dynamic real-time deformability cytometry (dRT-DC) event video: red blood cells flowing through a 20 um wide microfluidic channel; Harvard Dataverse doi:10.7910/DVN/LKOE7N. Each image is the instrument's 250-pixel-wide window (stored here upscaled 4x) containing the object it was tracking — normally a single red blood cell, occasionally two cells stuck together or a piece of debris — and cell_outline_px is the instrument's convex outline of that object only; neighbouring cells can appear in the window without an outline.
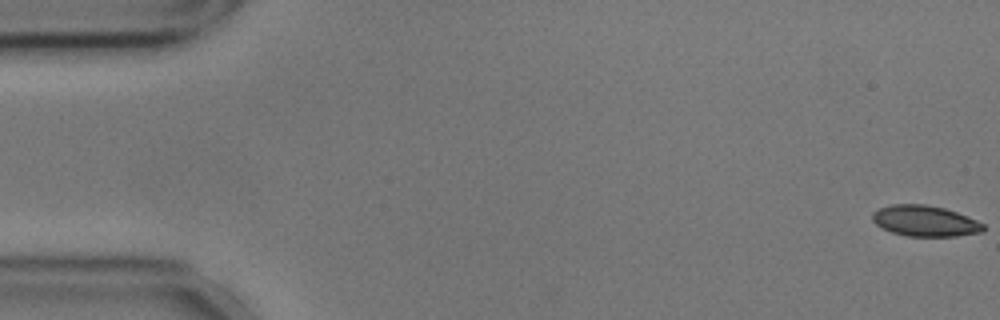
{"species": "common noctule bat (a hibernating species)", "species_latin": "Nyctalus noctula", "temperature_condition": "cold", "stored_images_in_passage": 45, "camera_frame_rate_fps": 3000, "um_per_image_px": 0.085, "animal": {"sex": "male", "body_mass_g": 17.9, "forearm_length_mm": 54.2}, "frame": {"image": 1, "passage_image": 1, "time_ms": 0.0, "image_size_px": [1000, 320], "cell_outline_px": [[984, 232], [956, 236], [908, 236], [892, 232], [876, 224], [872, 220], [872, 212], [880, 208], [892, 204], [924, 204], [944, 208], [968, 216], [984, 224]], "centroid_in_image_um": [78.64, 18.78], "position_along_channel_um": 6.4, "area_um2": 19.88}}
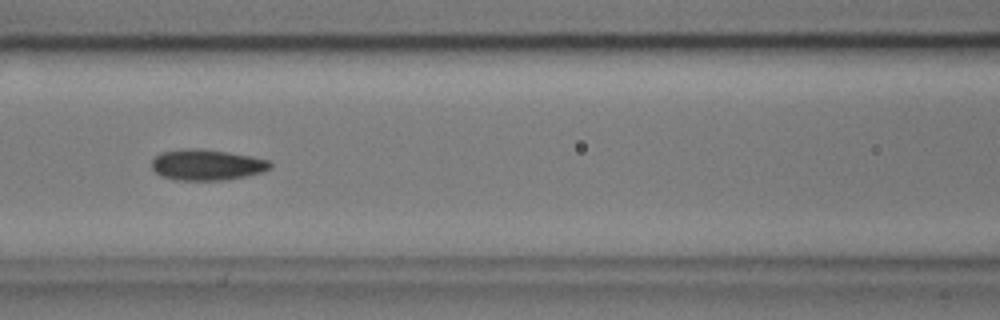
{"frame": {"image": 2, "passage_image": 24, "time_ms": 7.667, "image_size_px": [1000, 320], "cell_outline_px": [[272, 168], [260, 172], [244, 176], [224, 180], [172, 180], [160, 176], [152, 168], [152, 160], [160, 152], [180, 148], [204, 148], [228, 152], [268, 160], [272, 164]], "centroid_in_image_um": [17.52, 14.0], "position_along_channel_um": 149.1, "area_um2": 21.44}}
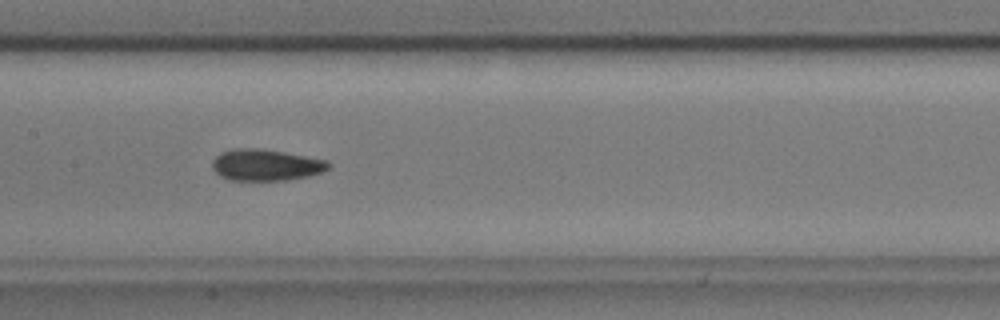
{"frame": {"image": 3, "passage_image": 27, "time_ms": 8.667, "image_size_px": [1000, 320], "cell_outline_px": [[332, 164], [328, 168], [320, 172], [308, 176], [284, 180], [228, 180], [220, 176], [212, 168], [212, 160], [220, 152], [232, 148], [260, 148], [284, 152], [328, 160]], "centroid_in_image_um": [22.56, 14.01], "position_along_channel_um": 184.8, "area_um2": 21.39}, "authors_computed_cell_mechanics": {"area_um2": 21.1548, "velocity_mm_per_s": 3.5772, "shape_relaxation_time_tau1_ms": 3.5503, "shape_relaxation_time_tau2_ms": 1.9848, "deformation_change_tau1": 0.0835, "deformation_change_tau2": 0.0647}}